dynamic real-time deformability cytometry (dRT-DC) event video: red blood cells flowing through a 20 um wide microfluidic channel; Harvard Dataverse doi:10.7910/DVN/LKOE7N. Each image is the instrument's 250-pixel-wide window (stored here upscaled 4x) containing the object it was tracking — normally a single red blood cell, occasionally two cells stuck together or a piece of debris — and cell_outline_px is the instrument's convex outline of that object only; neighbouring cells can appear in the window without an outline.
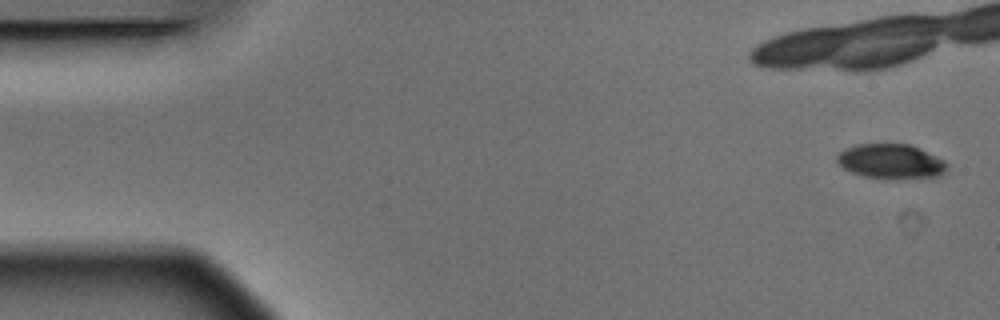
{"species": "Egyptian fruit bat (a non-hibernating species)", "species_latin": "Rousettus aegyptiacus", "temperature_condition": "warm", "stored_images_in_passage": 5, "segment_of_instrument_passage": [2, 2], "camera_frame_rate_fps": 3000, "um_per_image_px": 0.085, "animal": {"sex": "male"}, "frame": {"image": 1, "passage_image": 5, "time_ms": 1.333, "image_size_px": [1000, 320], "cell_outline_px": [[948, 168], [940, 176], [864, 176], [852, 172], [844, 168], [836, 160], [836, 156], [840, 152], [856, 144], [908, 144], [920, 148], [944, 160], [948, 164]], "centroid_in_image_um": [75.73, 13.67], "position_along_channel_um": 9.3, "area_um2": 21.27}}